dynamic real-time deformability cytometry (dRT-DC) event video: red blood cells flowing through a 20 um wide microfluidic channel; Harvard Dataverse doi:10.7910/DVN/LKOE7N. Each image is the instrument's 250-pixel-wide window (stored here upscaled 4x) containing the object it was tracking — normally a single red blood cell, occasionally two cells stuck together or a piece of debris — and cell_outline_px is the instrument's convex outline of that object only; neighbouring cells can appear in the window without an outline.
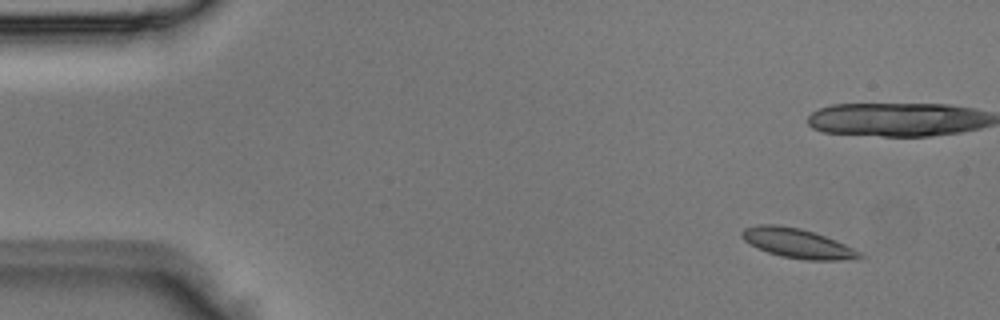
{"species": "Egyptian fruit bat (a non-hibernating species)", "species_latin": "Rousettus aegyptiacus", "temperature_condition": "room temperature", "stored_images_in_passage": 5, "camera_frame_rate_fps": 3000, "um_per_image_px": 0.085, "animal": {"sex": "male"}, "frame": {"image": 1, "passage_image": 1, "time_ms": 0.0, "image_size_px": [1000, 320], "cell_outline_px": [[864, 256], [836, 260], [808, 260], [780, 256], [768, 252], [744, 240], [740, 236], [740, 232], [744, 228], [760, 224], [776, 224], [800, 228], [836, 240], [860, 252]], "centroid_in_image_um": [67.72, 20.66], "position_along_channel_um": 17.3, "area_um2": 19.83}}
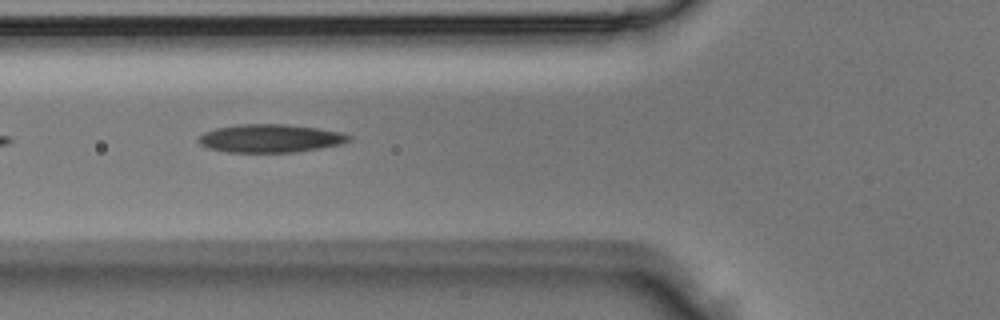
{"frame": {"image": 2, "passage_image": 4, "time_ms": 1.0, "image_size_px": [1000, 320], "cell_outline_px": [[352, 140], [340, 144], [320, 148], [292, 152], [228, 152], [208, 148], [200, 144], [196, 140], [204, 132], [216, 128], [240, 124], [284, 124], [316, 128], [340, 132], [352, 136]], "centroid_in_image_um": [22.96, 11.76], "position_along_channel_um": 102.8, "area_um2": 24.57}}
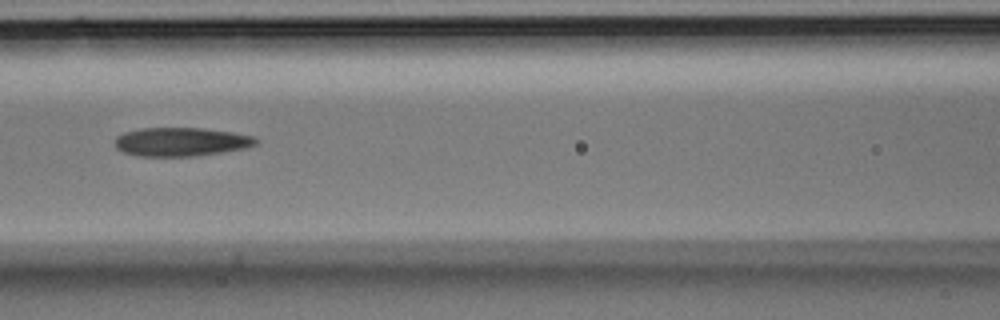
{"frame": {"image": 3, "passage_image": 5, "time_ms": 1.333, "image_size_px": [1000, 320], "cell_outline_px": [[260, 144], [248, 148], [196, 156], [136, 156], [124, 152], [116, 148], [116, 136], [124, 132], [140, 128], [204, 128], [232, 132], [252, 136], [260, 140]], "centroid_in_image_um": [15.44, 12.05], "position_along_channel_um": 151.2, "area_um2": 23.81}}